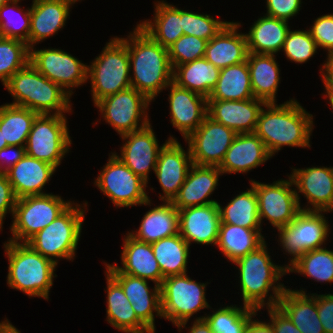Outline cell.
<instances>
[{
  "instance_id": "6da1fadb",
  "label": "cell",
  "mask_w": 333,
  "mask_h": 333,
  "mask_svg": "<svg viewBox=\"0 0 333 333\" xmlns=\"http://www.w3.org/2000/svg\"><path fill=\"white\" fill-rule=\"evenodd\" d=\"M314 116L295 98L282 104L266 103L254 133L263 141L273 157L285 146L310 148Z\"/></svg>"
},
{
  "instance_id": "7a4b0ae2",
  "label": "cell",
  "mask_w": 333,
  "mask_h": 333,
  "mask_svg": "<svg viewBox=\"0 0 333 333\" xmlns=\"http://www.w3.org/2000/svg\"><path fill=\"white\" fill-rule=\"evenodd\" d=\"M127 37H120L128 47L131 87L151 102L173 81L168 48L157 43L138 24Z\"/></svg>"
},
{
  "instance_id": "3957f363",
  "label": "cell",
  "mask_w": 333,
  "mask_h": 333,
  "mask_svg": "<svg viewBox=\"0 0 333 333\" xmlns=\"http://www.w3.org/2000/svg\"><path fill=\"white\" fill-rule=\"evenodd\" d=\"M265 242L258 249L236 260L238 269V287L242 296V304L261 312L264 308L277 306L278 301L287 286L281 283L287 275L284 265H277Z\"/></svg>"
},
{
  "instance_id": "277c9868",
  "label": "cell",
  "mask_w": 333,
  "mask_h": 333,
  "mask_svg": "<svg viewBox=\"0 0 333 333\" xmlns=\"http://www.w3.org/2000/svg\"><path fill=\"white\" fill-rule=\"evenodd\" d=\"M2 246L8 259V287L25 293L29 298L39 297L48 301L58 266L26 243L7 240Z\"/></svg>"
},
{
  "instance_id": "5b68a950",
  "label": "cell",
  "mask_w": 333,
  "mask_h": 333,
  "mask_svg": "<svg viewBox=\"0 0 333 333\" xmlns=\"http://www.w3.org/2000/svg\"><path fill=\"white\" fill-rule=\"evenodd\" d=\"M3 87L13 99L7 104L28 108L38 114L70 115L73 112L70 100L72 97L30 62L17 71Z\"/></svg>"
},
{
  "instance_id": "8992f818",
  "label": "cell",
  "mask_w": 333,
  "mask_h": 333,
  "mask_svg": "<svg viewBox=\"0 0 333 333\" xmlns=\"http://www.w3.org/2000/svg\"><path fill=\"white\" fill-rule=\"evenodd\" d=\"M88 202H73L47 227L32 236L26 244L34 251L54 262L75 260ZM86 212V213H85ZM60 259V260H59Z\"/></svg>"
},
{
  "instance_id": "52a82bcc",
  "label": "cell",
  "mask_w": 333,
  "mask_h": 333,
  "mask_svg": "<svg viewBox=\"0 0 333 333\" xmlns=\"http://www.w3.org/2000/svg\"><path fill=\"white\" fill-rule=\"evenodd\" d=\"M87 80H90L94 105L107 96L131 87L128 47L120 37L112 36L100 54L91 61Z\"/></svg>"
},
{
  "instance_id": "ba28073f",
  "label": "cell",
  "mask_w": 333,
  "mask_h": 333,
  "mask_svg": "<svg viewBox=\"0 0 333 333\" xmlns=\"http://www.w3.org/2000/svg\"><path fill=\"white\" fill-rule=\"evenodd\" d=\"M328 213L330 212L301 210L288 225L277 229L279 247L289 257L288 263L283 264L286 268L304 253L325 247L332 230L325 217Z\"/></svg>"
},
{
  "instance_id": "9c48e42d",
  "label": "cell",
  "mask_w": 333,
  "mask_h": 333,
  "mask_svg": "<svg viewBox=\"0 0 333 333\" xmlns=\"http://www.w3.org/2000/svg\"><path fill=\"white\" fill-rule=\"evenodd\" d=\"M187 274L166 277L160 285L162 317L174 326L189 322L203 309H211L206 298L210 283L197 282Z\"/></svg>"
},
{
  "instance_id": "30bf717a",
  "label": "cell",
  "mask_w": 333,
  "mask_h": 333,
  "mask_svg": "<svg viewBox=\"0 0 333 333\" xmlns=\"http://www.w3.org/2000/svg\"><path fill=\"white\" fill-rule=\"evenodd\" d=\"M74 201L53 193L17 199L8 241L26 243L37 232L52 223Z\"/></svg>"
},
{
  "instance_id": "8fae6325",
  "label": "cell",
  "mask_w": 333,
  "mask_h": 333,
  "mask_svg": "<svg viewBox=\"0 0 333 333\" xmlns=\"http://www.w3.org/2000/svg\"><path fill=\"white\" fill-rule=\"evenodd\" d=\"M67 115L38 114L25 145V154L46 162L56 169L71 152Z\"/></svg>"
},
{
  "instance_id": "7c38bea8",
  "label": "cell",
  "mask_w": 333,
  "mask_h": 333,
  "mask_svg": "<svg viewBox=\"0 0 333 333\" xmlns=\"http://www.w3.org/2000/svg\"><path fill=\"white\" fill-rule=\"evenodd\" d=\"M109 154L107 163L94 178V186L112 201L116 209L142 206L150 199L146 191L148 184L134 174L114 152Z\"/></svg>"
},
{
  "instance_id": "4fadbf2b",
  "label": "cell",
  "mask_w": 333,
  "mask_h": 333,
  "mask_svg": "<svg viewBox=\"0 0 333 333\" xmlns=\"http://www.w3.org/2000/svg\"><path fill=\"white\" fill-rule=\"evenodd\" d=\"M149 105L151 101L145 95L130 87L99 100L94 107L100 113V121H105L121 136L150 124Z\"/></svg>"
},
{
  "instance_id": "5bb4252c",
  "label": "cell",
  "mask_w": 333,
  "mask_h": 333,
  "mask_svg": "<svg viewBox=\"0 0 333 333\" xmlns=\"http://www.w3.org/2000/svg\"><path fill=\"white\" fill-rule=\"evenodd\" d=\"M287 176L288 179L282 178L268 184L254 179L249 181L257 195L261 226L263 221L268 220L274 229H280L293 221L301 211L293 181Z\"/></svg>"
},
{
  "instance_id": "9a60e30c",
  "label": "cell",
  "mask_w": 333,
  "mask_h": 333,
  "mask_svg": "<svg viewBox=\"0 0 333 333\" xmlns=\"http://www.w3.org/2000/svg\"><path fill=\"white\" fill-rule=\"evenodd\" d=\"M30 48L29 62L46 78L58 84L68 95L88 82V64L59 48Z\"/></svg>"
},
{
  "instance_id": "2e32d148",
  "label": "cell",
  "mask_w": 333,
  "mask_h": 333,
  "mask_svg": "<svg viewBox=\"0 0 333 333\" xmlns=\"http://www.w3.org/2000/svg\"><path fill=\"white\" fill-rule=\"evenodd\" d=\"M237 133L208 115L184 141L193 164L219 167Z\"/></svg>"
},
{
  "instance_id": "e0dca14e",
  "label": "cell",
  "mask_w": 333,
  "mask_h": 333,
  "mask_svg": "<svg viewBox=\"0 0 333 333\" xmlns=\"http://www.w3.org/2000/svg\"><path fill=\"white\" fill-rule=\"evenodd\" d=\"M293 181L299 207L303 211L333 212V166L292 167ZM307 204L301 205V196Z\"/></svg>"
},
{
  "instance_id": "ac0fdd59",
  "label": "cell",
  "mask_w": 333,
  "mask_h": 333,
  "mask_svg": "<svg viewBox=\"0 0 333 333\" xmlns=\"http://www.w3.org/2000/svg\"><path fill=\"white\" fill-rule=\"evenodd\" d=\"M178 139L171 134L160 149L155 176L161 186L160 201H172L185 182L188 172L193 165L189 147L185 151Z\"/></svg>"
},
{
  "instance_id": "d6986e66",
  "label": "cell",
  "mask_w": 333,
  "mask_h": 333,
  "mask_svg": "<svg viewBox=\"0 0 333 333\" xmlns=\"http://www.w3.org/2000/svg\"><path fill=\"white\" fill-rule=\"evenodd\" d=\"M120 153L114 151L121 161L137 176L149 184L150 171L155 172L161 145L150 123L146 127L121 135Z\"/></svg>"
},
{
  "instance_id": "ffe728a7",
  "label": "cell",
  "mask_w": 333,
  "mask_h": 333,
  "mask_svg": "<svg viewBox=\"0 0 333 333\" xmlns=\"http://www.w3.org/2000/svg\"><path fill=\"white\" fill-rule=\"evenodd\" d=\"M165 90H170L168 91L170 123L185 140L206 118L208 99L178 86L173 81Z\"/></svg>"
},
{
  "instance_id": "44dd1931",
  "label": "cell",
  "mask_w": 333,
  "mask_h": 333,
  "mask_svg": "<svg viewBox=\"0 0 333 333\" xmlns=\"http://www.w3.org/2000/svg\"><path fill=\"white\" fill-rule=\"evenodd\" d=\"M121 264L104 261L107 273H125L134 277L150 280L161 285L163 275L153 253L151 244L141 242L126 233L123 237Z\"/></svg>"
},
{
  "instance_id": "7402d4cb",
  "label": "cell",
  "mask_w": 333,
  "mask_h": 333,
  "mask_svg": "<svg viewBox=\"0 0 333 333\" xmlns=\"http://www.w3.org/2000/svg\"><path fill=\"white\" fill-rule=\"evenodd\" d=\"M123 289L137 318L152 332L156 333L155 318L162 317L160 286L149 287L146 279L125 273H108Z\"/></svg>"
},
{
  "instance_id": "603a6c76",
  "label": "cell",
  "mask_w": 333,
  "mask_h": 333,
  "mask_svg": "<svg viewBox=\"0 0 333 333\" xmlns=\"http://www.w3.org/2000/svg\"><path fill=\"white\" fill-rule=\"evenodd\" d=\"M179 211V234L192 243L216 246L221 224L217 203L187 207Z\"/></svg>"
},
{
  "instance_id": "cb8c5ba5",
  "label": "cell",
  "mask_w": 333,
  "mask_h": 333,
  "mask_svg": "<svg viewBox=\"0 0 333 333\" xmlns=\"http://www.w3.org/2000/svg\"><path fill=\"white\" fill-rule=\"evenodd\" d=\"M72 5L61 0H32L28 47L58 34L70 19Z\"/></svg>"
},
{
  "instance_id": "d4e9b609",
  "label": "cell",
  "mask_w": 333,
  "mask_h": 333,
  "mask_svg": "<svg viewBox=\"0 0 333 333\" xmlns=\"http://www.w3.org/2000/svg\"><path fill=\"white\" fill-rule=\"evenodd\" d=\"M265 101L252 98L240 101H208L207 115L237 134L254 133Z\"/></svg>"
},
{
  "instance_id": "484cf974",
  "label": "cell",
  "mask_w": 333,
  "mask_h": 333,
  "mask_svg": "<svg viewBox=\"0 0 333 333\" xmlns=\"http://www.w3.org/2000/svg\"><path fill=\"white\" fill-rule=\"evenodd\" d=\"M272 156L255 133L237 134L218 167L225 174H247Z\"/></svg>"
},
{
  "instance_id": "4316f807",
  "label": "cell",
  "mask_w": 333,
  "mask_h": 333,
  "mask_svg": "<svg viewBox=\"0 0 333 333\" xmlns=\"http://www.w3.org/2000/svg\"><path fill=\"white\" fill-rule=\"evenodd\" d=\"M223 173L216 166H201L193 164L185 182L178 194L171 201L178 209L218 203L216 199H210L213 192L218 189L219 176Z\"/></svg>"
},
{
  "instance_id": "83f0119b",
  "label": "cell",
  "mask_w": 333,
  "mask_h": 333,
  "mask_svg": "<svg viewBox=\"0 0 333 333\" xmlns=\"http://www.w3.org/2000/svg\"><path fill=\"white\" fill-rule=\"evenodd\" d=\"M241 22L229 21L206 44L204 58L217 68L223 69L247 60L248 48L245 33L239 31Z\"/></svg>"
},
{
  "instance_id": "f1b7e54d",
  "label": "cell",
  "mask_w": 333,
  "mask_h": 333,
  "mask_svg": "<svg viewBox=\"0 0 333 333\" xmlns=\"http://www.w3.org/2000/svg\"><path fill=\"white\" fill-rule=\"evenodd\" d=\"M56 168L46 162L25 154L5 172L17 199L25 196L45 195V185L55 175Z\"/></svg>"
},
{
  "instance_id": "f546056e",
  "label": "cell",
  "mask_w": 333,
  "mask_h": 333,
  "mask_svg": "<svg viewBox=\"0 0 333 333\" xmlns=\"http://www.w3.org/2000/svg\"><path fill=\"white\" fill-rule=\"evenodd\" d=\"M162 203L151 208L152 198L143 205L149 206L142 217L136 231L127 233L138 241L152 244L166 237L179 234V211L171 201H161Z\"/></svg>"
},
{
  "instance_id": "4dcf8cb0",
  "label": "cell",
  "mask_w": 333,
  "mask_h": 333,
  "mask_svg": "<svg viewBox=\"0 0 333 333\" xmlns=\"http://www.w3.org/2000/svg\"><path fill=\"white\" fill-rule=\"evenodd\" d=\"M277 306L302 333H325L318 317L316 293L287 286Z\"/></svg>"
},
{
  "instance_id": "1f68e13d",
  "label": "cell",
  "mask_w": 333,
  "mask_h": 333,
  "mask_svg": "<svg viewBox=\"0 0 333 333\" xmlns=\"http://www.w3.org/2000/svg\"><path fill=\"white\" fill-rule=\"evenodd\" d=\"M106 321L123 333H152L135 314L122 287L105 271Z\"/></svg>"
},
{
  "instance_id": "d6a6232c",
  "label": "cell",
  "mask_w": 333,
  "mask_h": 333,
  "mask_svg": "<svg viewBox=\"0 0 333 333\" xmlns=\"http://www.w3.org/2000/svg\"><path fill=\"white\" fill-rule=\"evenodd\" d=\"M288 21L263 14L245 32L248 53L276 55L291 27Z\"/></svg>"
},
{
  "instance_id": "836d02e7",
  "label": "cell",
  "mask_w": 333,
  "mask_h": 333,
  "mask_svg": "<svg viewBox=\"0 0 333 333\" xmlns=\"http://www.w3.org/2000/svg\"><path fill=\"white\" fill-rule=\"evenodd\" d=\"M154 14L152 19L140 20L138 24L157 43L168 48L177 41L184 31L181 20V8L170 4L166 0H156L153 4Z\"/></svg>"
},
{
  "instance_id": "e575fe53",
  "label": "cell",
  "mask_w": 333,
  "mask_h": 333,
  "mask_svg": "<svg viewBox=\"0 0 333 333\" xmlns=\"http://www.w3.org/2000/svg\"><path fill=\"white\" fill-rule=\"evenodd\" d=\"M276 56L254 53L247 56L254 98L266 103H277L276 95L282 77Z\"/></svg>"
},
{
  "instance_id": "d590c367",
  "label": "cell",
  "mask_w": 333,
  "mask_h": 333,
  "mask_svg": "<svg viewBox=\"0 0 333 333\" xmlns=\"http://www.w3.org/2000/svg\"><path fill=\"white\" fill-rule=\"evenodd\" d=\"M262 229L221 223L216 246L228 262L234 263L266 242Z\"/></svg>"
},
{
  "instance_id": "8d00e7d4",
  "label": "cell",
  "mask_w": 333,
  "mask_h": 333,
  "mask_svg": "<svg viewBox=\"0 0 333 333\" xmlns=\"http://www.w3.org/2000/svg\"><path fill=\"white\" fill-rule=\"evenodd\" d=\"M254 98L247 60L220 69L219 79L208 101H240Z\"/></svg>"
},
{
  "instance_id": "74e56055",
  "label": "cell",
  "mask_w": 333,
  "mask_h": 333,
  "mask_svg": "<svg viewBox=\"0 0 333 333\" xmlns=\"http://www.w3.org/2000/svg\"><path fill=\"white\" fill-rule=\"evenodd\" d=\"M220 69L204 57L173 69V82L182 88L209 97L219 79Z\"/></svg>"
},
{
  "instance_id": "f35d334b",
  "label": "cell",
  "mask_w": 333,
  "mask_h": 333,
  "mask_svg": "<svg viewBox=\"0 0 333 333\" xmlns=\"http://www.w3.org/2000/svg\"><path fill=\"white\" fill-rule=\"evenodd\" d=\"M151 247L163 279L188 272L190 245L180 234L158 240L152 243Z\"/></svg>"
},
{
  "instance_id": "ab89813d",
  "label": "cell",
  "mask_w": 333,
  "mask_h": 333,
  "mask_svg": "<svg viewBox=\"0 0 333 333\" xmlns=\"http://www.w3.org/2000/svg\"><path fill=\"white\" fill-rule=\"evenodd\" d=\"M218 208L221 223L237 225L245 228H262L259 213L258 199L255 189L250 185L246 191H239L226 206L219 202Z\"/></svg>"
},
{
  "instance_id": "60d3db41",
  "label": "cell",
  "mask_w": 333,
  "mask_h": 333,
  "mask_svg": "<svg viewBox=\"0 0 333 333\" xmlns=\"http://www.w3.org/2000/svg\"><path fill=\"white\" fill-rule=\"evenodd\" d=\"M37 115L28 108L7 103L0 105V130L7 144L25 147Z\"/></svg>"
},
{
  "instance_id": "b9f144b4",
  "label": "cell",
  "mask_w": 333,
  "mask_h": 333,
  "mask_svg": "<svg viewBox=\"0 0 333 333\" xmlns=\"http://www.w3.org/2000/svg\"><path fill=\"white\" fill-rule=\"evenodd\" d=\"M290 273L318 283H333V250L325 246L304 253L287 268V274Z\"/></svg>"
},
{
  "instance_id": "7bdbcfd3",
  "label": "cell",
  "mask_w": 333,
  "mask_h": 333,
  "mask_svg": "<svg viewBox=\"0 0 333 333\" xmlns=\"http://www.w3.org/2000/svg\"><path fill=\"white\" fill-rule=\"evenodd\" d=\"M218 308L211 307L213 311L210 310V314L205 313L199 317L195 315L193 319L205 318L214 333H245L249 320L259 312L248 306L236 304L223 307L220 305Z\"/></svg>"
},
{
  "instance_id": "ee69618b",
  "label": "cell",
  "mask_w": 333,
  "mask_h": 333,
  "mask_svg": "<svg viewBox=\"0 0 333 333\" xmlns=\"http://www.w3.org/2000/svg\"><path fill=\"white\" fill-rule=\"evenodd\" d=\"M21 1L24 0H10L0 7V36L17 39L28 45L31 6L22 9Z\"/></svg>"
},
{
  "instance_id": "f6af8a7d",
  "label": "cell",
  "mask_w": 333,
  "mask_h": 333,
  "mask_svg": "<svg viewBox=\"0 0 333 333\" xmlns=\"http://www.w3.org/2000/svg\"><path fill=\"white\" fill-rule=\"evenodd\" d=\"M29 60L30 49L25 42L0 36V81L3 86Z\"/></svg>"
},
{
  "instance_id": "bcb514c9",
  "label": "cell",
  "mask_w": 333,
  "mask_h": 333,
  "mask_svg": "<svg viewBox=\"0 0 333 333\" xmlns=\"http://www.w3.org/2000/svg\"><path fill=\"white\" fill-rule=\"evenodd\" d=\"M182 29L184 35H192L207 42L215 37L229 21H221L220 16L214 18L210 14L195 13L181 8Z\"/></svg>"
},
{
  "instance_id": "7dc6e473",
  "label": "cell",
  "mask_w": 333,
  "mask_h": 333,
  "mask_svg": "<svg viewBox=\"0 0 333 333\" xmlns=\"http://www.w3.org/2000/svg\"><path fill=\"white\" fill-rule=\"evenodd\" d=\"M318 47L308 29L289 30L282 48L287 60L299 64L308 62L317 54Z\"/></svg>"
},
{
  "instance_id": "c3c4849f",
  "label": "cell",
  "mask_w": 333,
  "mask_h": 333,
  "mask_svg": "<svg viewBox=\"0 0 333 333\" xmlns=\"http://www.w3.org/2000/svg\"><path fill=\"white\" fill-rule=\"evenodd\" d=\"M207 41L192 35H182L168 47L172 68L205 56Z\"/></svg>"
},
{
  "instance_id": "681fc988",
  "label": "cell",
  "mask_w": 333,
  "mask_h": 333,
  "mask_svg": "<svg viewBox=\"0 0 333 333\" xmlns=\"http://www.w3.org/2000/svg\"><path fill=\"white\" fill-rule=\"evenodd\" d=\"M312 23L308 30L318 49L327 52V57L333 56V13L319 16Z\"/></svg>"
},
{
  "instance_id": "f907efd6",
  "label": "cell",
  "mask_w": 333,
  "mask_h": 333,
  "mask_svg": "<svg viewBox=\"0 0 333 333\" xmlns=\"http://www.w3.org/2000/svg\"><path fill=\"white\" fill-rule=\"evenodd\" d=\"M266 15L289 22L302 9V0H265Z\"/></svg>"
},
{
  "instance_id": "816d5d0a",
  "label": "cell",
  "mask_w": 333,
  "mask_h": 333,
  "mask_svg": "<svg viewBox=\"0 0 333 333\" xmlns=\"http://www.w3.org/2000/svg\"><path fill=\"white\" fill-rule=\"evenodd\" d=\"M17 198L14 194L11 183L5 173L0 172V232L3 230V224L7 214L13 217Z\"/></svg>"
},
{
  "instance_id": "f5cc1de1",
  "label": "cell",
  "mask_w": 333,
  "mask_h": 333,
  "mask_svg": "<svg viewBox=\"0 0 333 333\" xmlns=\"http://www.w3.org/2000/svg\"><path fill=\"white\" fill-rule=\"evenodd\" d=\"M317 312L325 333H333V293H316Z\"/></svg>"
},
{
  "instance_id": "db71d44e",
  "label": "cell",
  "mask_w": 333,
  "mask_h": 333,
  "mask_svg": "<svg viewBox=\"0 0 333 333\" xmlns=\"http://www.w3.org/2000/svg\"><path fill=\"white\" fill-rule=\"evenodd\" d=\"M268 312V320L273 327L274 333H302L278 307L264 308Z\"/></svg>"
},
{
  "instance_id": "11a10c76",
  "label": "cell",
  "mask_w": 333,
  "mask_h": 333,
  "mask_svg": "<svg viewBox=\"0 0 333 333\" xmlns=\"http://www.w3.org/2000/svg\"><path fill=\"white\" fill-rule=\"evenodd\" d=\"M25 155L24 146H12L0 150V172L5 173Z\"/></svg>"
},
{
  "instance_id": "9f6ffc18",
  "label": "cell",
  "mask_w": 333,
  "mask_h": 333,
  "mask_svg": "<svg viewBox=\"0 0 333 333\" xmlns=\"http://www.w3.org/2000/svg\"><path fill=\"white\" fill-rule=\"evenodd\" d=\"M319 71L325 89L324 94H333V56L326 57Z\"/></svg>"
},
{
  "instance_id": "6f0895ef",
  "label": "cell",
  "mask_w": 333,
  "mask_h": 333,
  "mask_svg": "<svg viewBox=\"0 0 333 333\" xmlns=\"http://www.w3.org/2000/svg\"><path fill=\"white\" fill-rule=\"evenodd\" d=\"M187 323H188V321H185V322L180 323L178 326H176L178 331L181 332V330L184 328V329H188L187 333H214L211 330V327L205 318L193 319V322L190 323L191 326L187 325Z\"/></svg>"
},
{
  "instance_id": "680465c9",
  "label": "cell",
  "mask_w": 333,
  "mask_h": 333,
  "mask_svg": "<svg viewBox=\"0 0 333 333\" xmlns=\"http://www.w3.org/2000/svg\"><path fill=\"white\" fill-rule=\"evenodd\" d=\"M256 316H258V314L254 315L249 320V324L245 333H274L273 327L271 326L268 319H266L267 321H261L258 318L256 319Z\"/></svg>"
},
{
  "instance_id": "91938a15",
  "label": "cell",
  "mask_w": 333,
  "mask_h": 333,
  "mask_svg": "<svg viewBox=\"0 0 333 333\" xmlns=\"http://www.w3.org/2000/svg\"><path fill=\"white\" fill-rule=\"evenodd\" d=\"M0 333H21L6 317L0 322Z\"/></svg>"
},
{
  "instance_id": "94428289",
  "label": "cell",
  "mask_w": 333,
  "mask_h": 333,
  "mask_svg": "<svg viewBox=\"0 0 333 333\" xmlns=\"http://www.w3.org/2000/svg\"><path fill=\"white\" fill-rule=\"evenodd\" d=\"M323 97H325L324 99L327 100L326 102L328 103V105L331 107L332 109V113H333V94H323Z\"/></svg>"
},
{
  "instance_id": "6125c7cd",
  "label": "cell",
  "mask_w": 333,
  "mask_h": 333,
  "mask_svg": "<svg viewBox=\"0 0 333 333\" xmlns=\"http://www.w3.org/2000/svg\"><path fill=\"white\" fill-rule=\"evenodd\" d=\"M7 146H8V144H7L6 140L4 139V136L2 135V132L0 130V150Z\"/></svg>"
},
{
  "instance_id": "be15d7a7",
  "label": "cell",
  "mask_w": 333,
  "mask_h": 333,
  "mask_svg": "<svg viewBox=\"0 0 333 333\" xmlns=\"http://www.w3.org/2000/svg\"><path fill=\"white\" fill-rule=\"evenodd\" d=\"M61 1L68 2V3H70V4L74 7V5H75L77 2L82 1V0H61Z\"/></svg>"
},
{
  "instance_id": "e7e4bbea",
  "label": "cell",
  "mask_w": 333,
  "mask_h": 333,
  "mask_svg": "<svg viewBox=\"0 0 333 333\" xmlns=\"http://www.w3.org/2000/svg\"><path fill=\"white\" fill-rule=\"evenodd\" d=\"M10 0H0V7L4 5L5 3L9 2Z\"/></svg>"
}]
</instances>
